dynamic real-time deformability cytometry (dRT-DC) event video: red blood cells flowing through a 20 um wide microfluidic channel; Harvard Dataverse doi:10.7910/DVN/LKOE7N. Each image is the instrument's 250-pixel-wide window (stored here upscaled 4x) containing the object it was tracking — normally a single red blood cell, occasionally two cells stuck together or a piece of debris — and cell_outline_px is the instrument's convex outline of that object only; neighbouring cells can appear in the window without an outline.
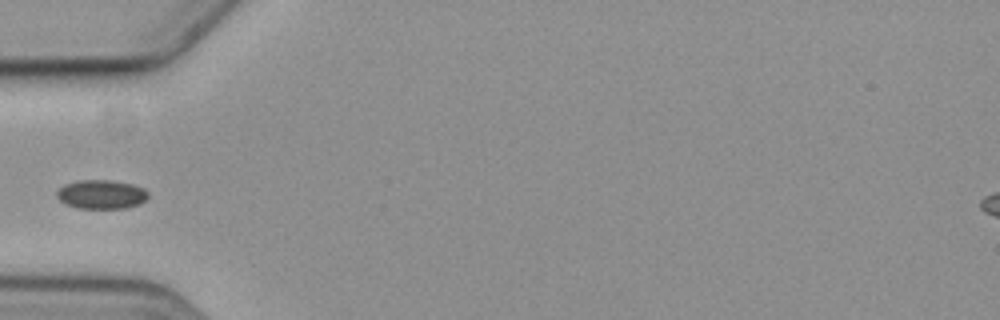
{"species": "common noctule bat (a hibernating species)", "species_latin": "Nyctalus noctula", "temperature_condition": "cold", "stored_images_in_passage": 1, "camera_frame_rate_fps": 3000, "um_per_image_px": 0.085, "animal": {"sex": "female", "body_mass_g": 19.3, "forearm_length_mm": 54.1}, "frame": {"image": 1, "passage_image": 1, "time_ms": 0.0, "image_size_px": [1000, 320], "cell_outline_px": [[148, 196], [140, 204], [128, 208], [76, 208], [64, 204], [56, 196], [56, 192], [64, 184], [80, 180], [112, 180], [132, 184], [144, 188], [148, 192]], "centroid_in_image_um": [8.61, 16.52], "position_along_channel_um": 76.4, "area_um2": 15.55}}